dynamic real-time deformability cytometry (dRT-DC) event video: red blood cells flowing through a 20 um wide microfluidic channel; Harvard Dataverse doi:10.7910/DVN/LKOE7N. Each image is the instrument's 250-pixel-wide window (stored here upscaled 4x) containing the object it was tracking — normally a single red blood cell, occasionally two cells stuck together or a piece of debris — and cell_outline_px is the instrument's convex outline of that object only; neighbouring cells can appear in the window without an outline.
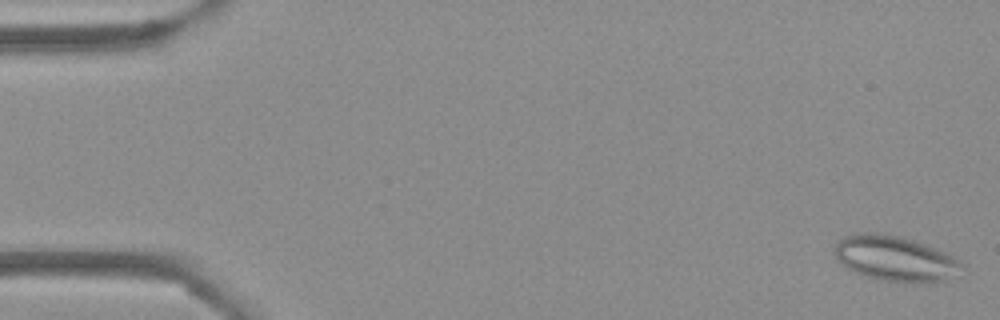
{"species": "Egyptian fruit bat (a non-hibernating species)", "species_latin": "Rousettus aegyptiacus", "temperature_condition": "cold", "stored_images_in_passage": 16, "camera_frame_rate_fps": 3000, "um_per_image_px": 0.085, "frame": {"image": 1, "passage_image": 1, "time_ms": 0.0, "image_size_px": [1000, 320], "cell_outline_px": [[968, 264], [964, 268], [944, 280], [936, 284], [924, 284], [876, 280], [856, 272], [848, 268], [836, 256], [836, 244], [844, 236], [856, 232], [884, 232], [900, 236], [936, 248]], "centroid_in_image_um": [76.15, 21.98], "position_along_channel_um": 8.9, "area_um2": 33.93}}